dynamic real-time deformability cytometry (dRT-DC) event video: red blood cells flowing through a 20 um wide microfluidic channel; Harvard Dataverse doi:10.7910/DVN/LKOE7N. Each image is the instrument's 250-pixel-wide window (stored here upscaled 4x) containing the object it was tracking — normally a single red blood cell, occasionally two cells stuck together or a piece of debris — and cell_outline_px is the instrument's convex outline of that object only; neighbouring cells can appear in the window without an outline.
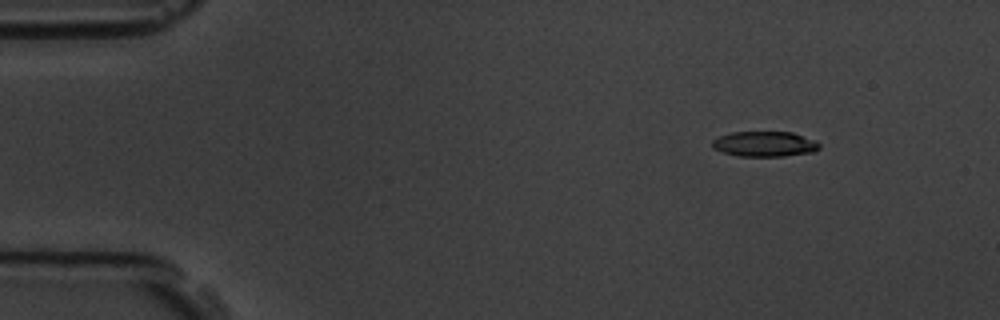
{"species": "common noctule bat (a hibernating species)", "species_latin": "Nyctalus noctula", "temperature_condition": "room temperature", "stored_images_in_passage": 4, "camera_frame_rate_fps": 3000, "um_per_image_px": 0.085, "animal": {"sex": "male", "body_mass_g": 19.5, "forearm_length_mm": 54.6}, "frame": {"image": 1, "passage_image": 2, "time_ms": 2.0, "image_size_px": [1000, 320], "cell_outline_px": [[820, 148], [816, 152], [784, 156], [736, 156], [712, 148], [712, 140], [720, 136], [732, 132], [792, 132], [816, 140], [820, 144]], "centroid_in_image_um": [65.03, 12.24], "position_along_channel_um": 20.0, "area_um2": 15.9}}
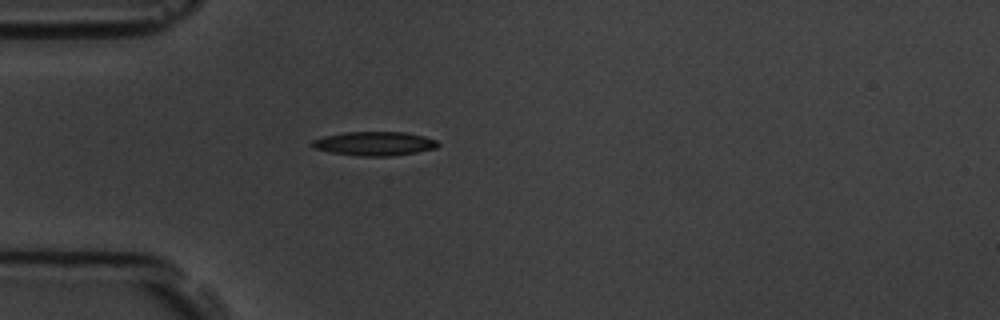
{"frame": {"image": 2, "passage_image": 4, "time_ms": 5.0, "image_size_px": [1000, 320], "cell_outline_px": [[440, 144], [436, 148], [416, 152], [388, 156], [360, 156], [332, 152], [312, 148], [308, 144], [312, 140], [324, 136], [344, 132], [404, 132], [424, 136], [436, 140]], "centroid_in_image_um": [31.79, 12.2], "position_along_channel_um": 53.2, "area_um2": 17.57}}